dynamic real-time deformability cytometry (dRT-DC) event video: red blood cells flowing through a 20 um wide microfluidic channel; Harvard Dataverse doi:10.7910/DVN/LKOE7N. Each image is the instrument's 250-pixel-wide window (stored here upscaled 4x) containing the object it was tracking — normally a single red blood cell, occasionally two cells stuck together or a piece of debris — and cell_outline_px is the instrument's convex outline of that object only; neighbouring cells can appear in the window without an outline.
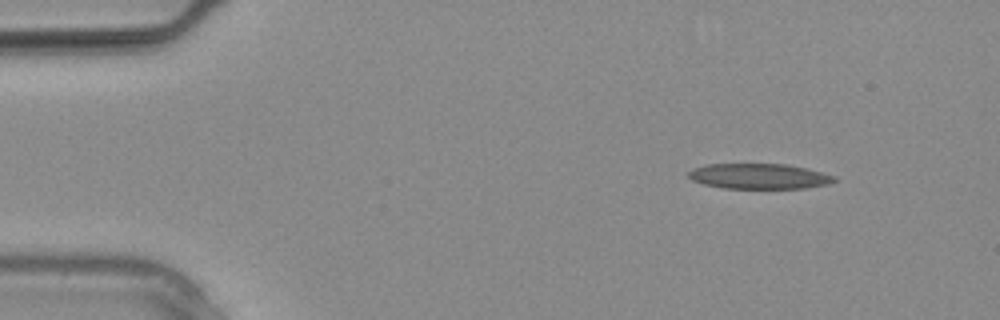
{"species": "common noctule bat (a hibernating species)", "species_latin": "Nyctalus noctula", "temperature_condition": "warm", "stored_images_in_passage": 7, "camera_frame_rate_fps": 3000, "um_per_image_px": 0.085, "animal": {"sex": "male", "body_mass_g": 20.4}, "frame": {"image": 1, "passage_image": 1, "time_ms": 0.0, "image_size_px": [1000, 320], "cell_outline_px": [[836, 180], [828, 184], [804, 188], [724, 188], [704, 184], [692, 180], [688, 176], [688, 172], [692, 168], [708, 164], [788, 164], [836, 176]], "centroid_in_image_um": [64.5, 14.98], "position_along_channel_um": 20.5, "area_um2": 21.39}}
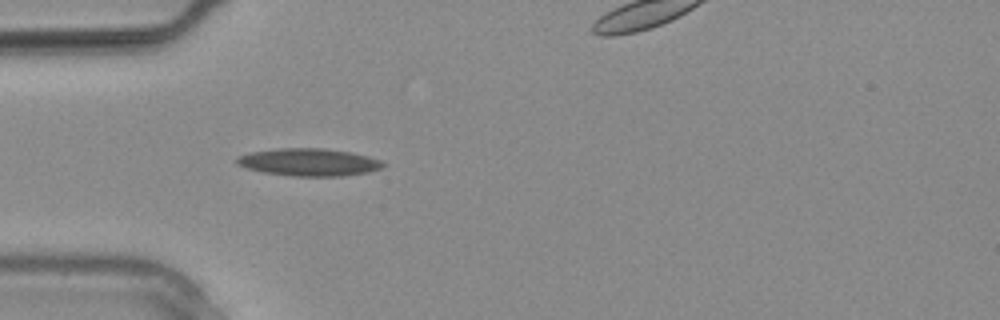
{"frame": {"image": 2, "passage_image": 6, "time_ms": 1.667, "image_size_px": [1000, 320], "cell_outline_px": [[384, 164], [380, 168], [368, 172], [344, 176], [292, 176], [264, 172], [244, 168], [236, 164], [236, 156], [248, 152], [276, 148], [324, 148], [352, 152], [368, 156], [380, 160]], "centroid_in_image_um": [26.19, 13.78], "position_along_channel_um": 58.8, "area_um2": 23.64}}